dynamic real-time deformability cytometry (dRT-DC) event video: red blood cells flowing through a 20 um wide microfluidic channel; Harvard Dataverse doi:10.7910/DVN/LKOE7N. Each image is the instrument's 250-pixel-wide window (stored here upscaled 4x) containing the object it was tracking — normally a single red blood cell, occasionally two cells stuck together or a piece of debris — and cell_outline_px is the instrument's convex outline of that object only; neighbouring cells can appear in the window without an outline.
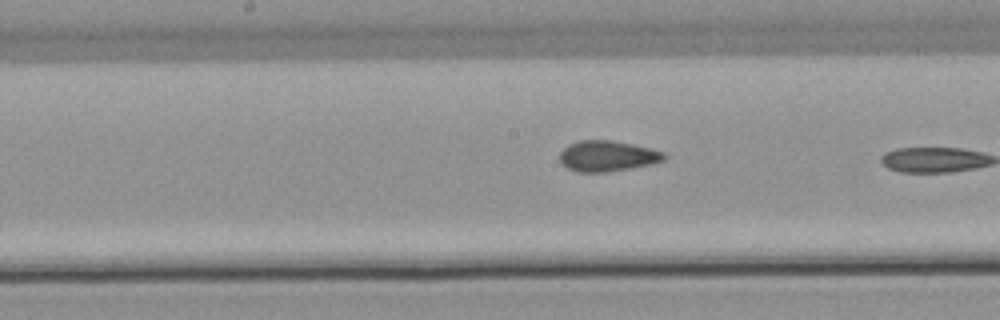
{"species": "common noctule bat (a hibernating species)", "species_latin": "Nyctalus noctula", "temperature_condition": "warm", "stored_images_in_passage": 36, "camera_frame_rate_fps": 3000, "um_per_image_px": 0.085, "animal": {"sex": "male", "body_mass_g": 21.5, "forearm_length_mm": 52.0}, "frame": {"image": 1, "passage_image": 26, "time_ms": 8.333, "image_size_px": [1000, 320], "cell_outline_px": [[668, 156], [664, 160], [652, 164], [632, 168], [608, 172], [576, 172], [568, 168], [560, 160], [560, 152], [568, 144], [580, 140], [612, 140], [632, 144], [664, 152]], "centroid_in_image_um": [51.64, 13.26], "position_along_channel_um": 196.6, "area_um2": 18.73}}